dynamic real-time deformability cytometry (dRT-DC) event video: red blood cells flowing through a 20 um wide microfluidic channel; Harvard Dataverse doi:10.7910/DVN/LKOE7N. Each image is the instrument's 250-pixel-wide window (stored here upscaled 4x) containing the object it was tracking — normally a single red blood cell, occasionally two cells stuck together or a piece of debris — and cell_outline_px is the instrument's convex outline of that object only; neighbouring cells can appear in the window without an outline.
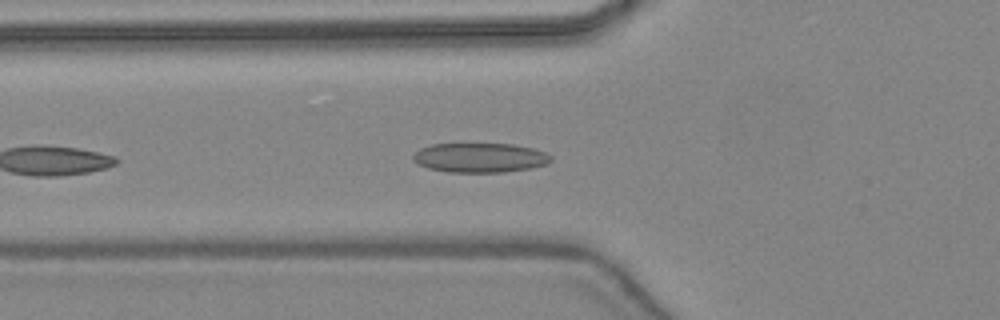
{"species": "common noctule bat (a hibernating species)", "species_latin": "Nyctalus noctula", "temperature_condition": "warm", "stored_images_in_passage": 15, "camera_frame_rate_fps": 3000, "um_per_image_px": 0.085, "animal": {"sex": "female", "body_mass_g": 24.6, "forearm_length_mm": 56.2}, "frame": {"image": 1, "passage_image": 5, "time_ms": 1.333, "image_size_px": [1000, 320], "cell_outline_px": [[552, 160], [548, 164], [532, 168], [504, 172], [448, 172], [428, 168], [412, 160], [412, 156], [420, 148], [432, 144], [512, 144], [532, 148], [544, 152], [552, 156]], "centroid_in_image_um": [40.81, 13.41], "position_along_channel_um": 85.0, "area_um2": 23.7}}
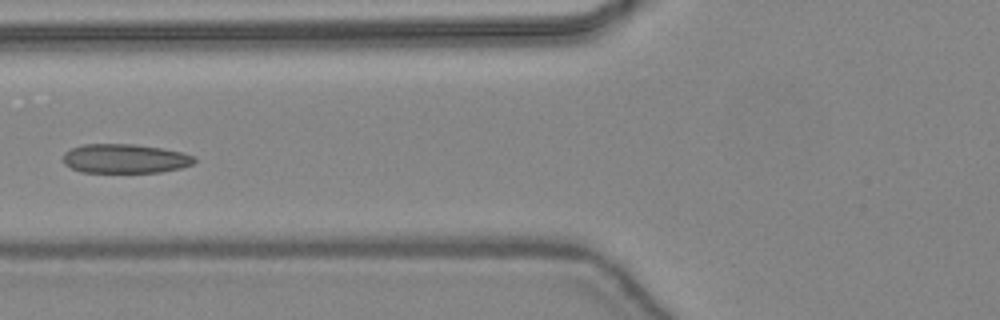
{"frame": {"image": 2, "passage_image": 7, "time_ms": 2.0, "image_size_px": [1000, 320], "cell_outline_px": [[196, 160], [192, 164], [180, 168], [160, 172], [80, 172], [64, 164], [64, 152], [72, 148], [84, 144], [136, 144], [184, 152], [196, 156]], "centroid_in_image_um": [10.65, 13.48], "position_along_channel_um": 115.2, "area_um2": 22.37}}
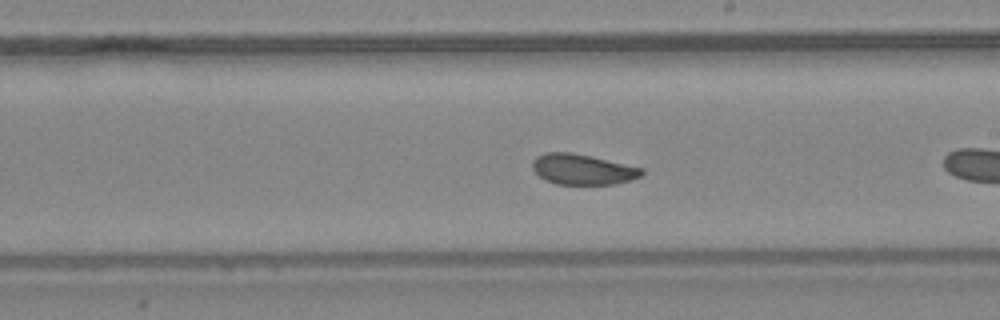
{"frame": {"image": 3, "passage_image": 13, "time_ms": 4.0, "image_size_px": [1000, 320], "cell_outline_px": [[644, 172], [640, 176], [632, 180], [616, 184], [556, 184], [544, 180], [532, 168], [532, 160], [536, 156], [544, 152], [572, 152], [592, 156], [644, 168]], "centroid_in_image_um": [49.52, 14.39], "position_along_channel_um": 239.5, "area_um2": 19.65}}